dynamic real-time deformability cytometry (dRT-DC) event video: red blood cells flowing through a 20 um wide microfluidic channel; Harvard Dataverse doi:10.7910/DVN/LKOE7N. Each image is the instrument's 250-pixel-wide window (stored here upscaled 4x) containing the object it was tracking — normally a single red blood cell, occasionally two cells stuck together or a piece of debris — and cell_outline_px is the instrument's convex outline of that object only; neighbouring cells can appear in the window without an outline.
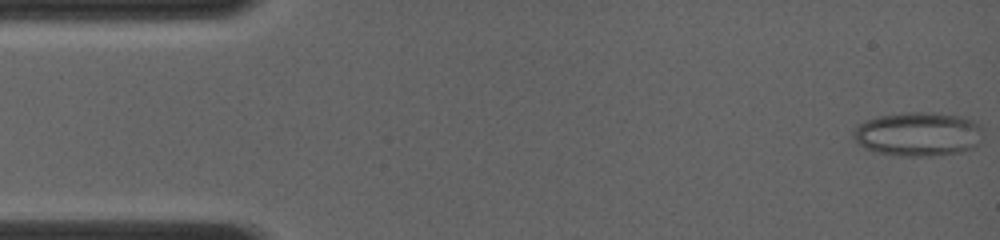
{"species": "common noctule bat (a hibernating species)", "species_latin": "Nyctalus noctula", "temperature_condition": "room temperature", "stored_images_in_passage": 5, "camera_frame_rate_fps": 4000, "um_per_image_px": 0.085, "animal": {"sex": "female", "body_mass_g": 19.0, "forearm_length_mm": 56.7}, "frame": {"image": 1, "passage_image": 1, "time_ms": 0.0, "image_size_px": [1000, 240], "cell_outline_px": [[980, 144], [976, 148], [960, 152], [932, 156], [900, 156], [880, 152], [864, 148], [852, 136], [852, 132], [864, 120], [876, 116], [908, 112], [936, 112], [964, 116], [980, 124]], "centroid_in_image_um": [78.07, 11.39], "position_along_channel_um": 6.9, "area_um2": 33.58}}